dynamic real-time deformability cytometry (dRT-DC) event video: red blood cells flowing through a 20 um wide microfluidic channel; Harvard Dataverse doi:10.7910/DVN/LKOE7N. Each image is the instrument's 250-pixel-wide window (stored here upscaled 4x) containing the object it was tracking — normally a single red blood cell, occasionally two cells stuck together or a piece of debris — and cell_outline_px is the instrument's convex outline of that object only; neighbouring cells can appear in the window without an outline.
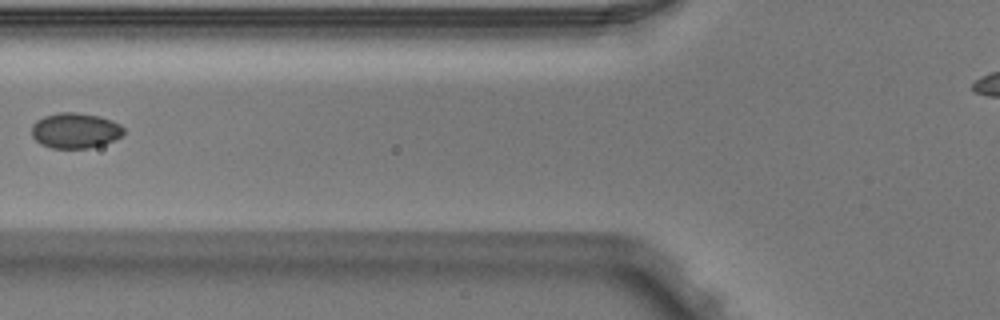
{"species": "Egyptian fruit bat (a non-hibernating species)", "species_latin": "Rousettus aegyptiacus", "temperature_condition": "warm", "stored_images_in_passage": 4, "camera_frame_rate_fps": 3000, "um_per_image_px": 0.085, "animal": {"sex": "male"}, "frame": {"image": 1, "passage_image": 4, "time_ms": 1.0, "image_size_px": [1000, 320], "cell_outline_px": [[124, 132], [120, 136], [104, 144], [88, 148], [52, 148], [40, 144], [32, 136], [32, 124], [36, 120], [44, 116], [60, 112], [76, 112], [100, 116], [112, 120], [120, 124], [124, 128]], "centroid_in_image_um": [6.38, 11.09], "position_along_channel_um": 119.4, "area_um2": 19.02}}